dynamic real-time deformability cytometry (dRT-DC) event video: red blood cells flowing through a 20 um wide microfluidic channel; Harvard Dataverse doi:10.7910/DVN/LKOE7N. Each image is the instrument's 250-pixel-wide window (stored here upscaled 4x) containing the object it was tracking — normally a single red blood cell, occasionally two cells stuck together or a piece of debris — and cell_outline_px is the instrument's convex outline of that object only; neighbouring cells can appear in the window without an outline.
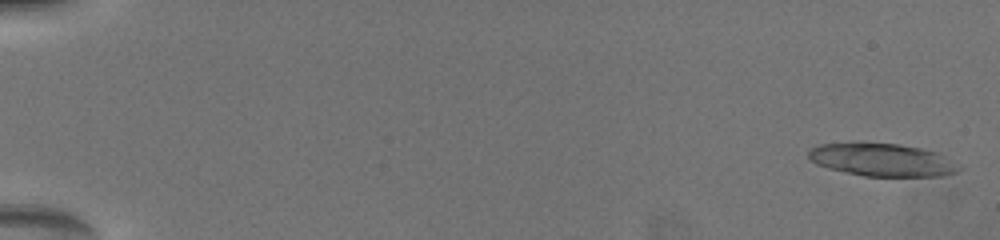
{"species": "common noctule bat (a hibernating species)", "species_latin": "Nyctalus noctula", "temperature_condition": "warm", "stored_images_in_passage": 41, "camera_frame_rate_fps": 3000, "um_per_image_px": 0.085, "animal": {"sex": "female", "body_mass_g": 19.5, "forearm_length_mm": 54.1}, "frame": {"image": 1, "passage_image": 2, "time_ms": 0.333, "image_size_px": [1000, 240], "cell_outline_px": [[964, 168], [956, 172], [940, 176], [864, 176], [828, 168], [816, 164], [808, 156], [808, 152], [812, 148], [820, 144], [896, 144], [920, 148], [936, 152]], "centroid_in_image_um": [75.01, 13.61], "position_along_channel_um": 10.0, "area_um2": 28.09}}
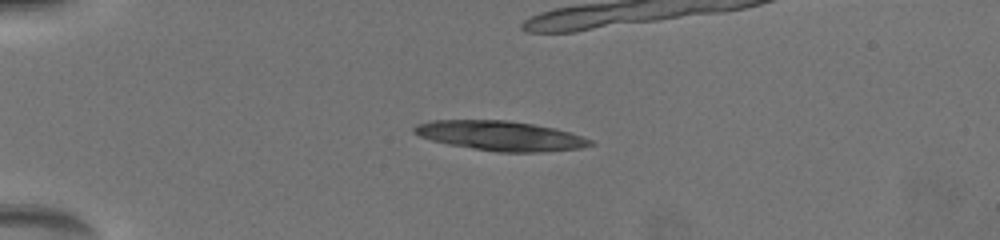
{"frame": {"image": 2, "passage_image": 10, "time_ms": 5.0, "image_size_px": [1000, 240], "cell_outline_px": [[596, 144], [580, 148], [536, 152], [500, 152], [448, 144], [432, 140], [420, 136], [412, 132], [412, 128], [420, 124], [432, 120], [504, 120], [532, 124], [552, 128], [568, 132], [592, 140]], "centroid_in_image_um": [42.52, 11.54], "position_along_channel_um": 42.5, "area_um2": 29.94}}